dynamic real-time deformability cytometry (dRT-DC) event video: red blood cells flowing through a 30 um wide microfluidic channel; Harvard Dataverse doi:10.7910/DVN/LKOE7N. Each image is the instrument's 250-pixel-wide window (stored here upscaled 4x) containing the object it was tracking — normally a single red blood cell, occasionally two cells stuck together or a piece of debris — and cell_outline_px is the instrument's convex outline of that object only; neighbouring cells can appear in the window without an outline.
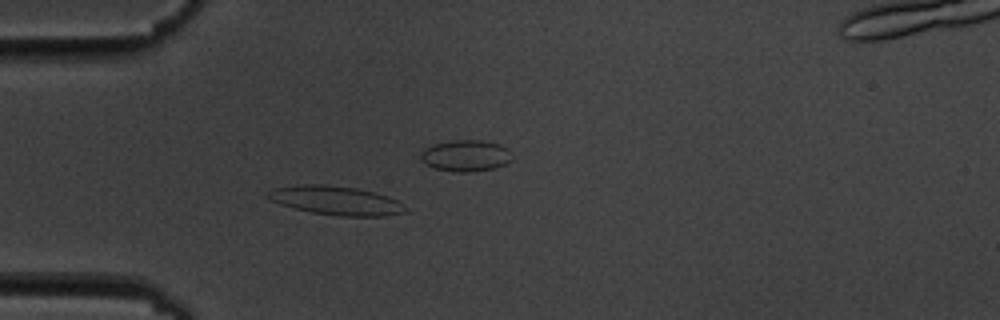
{"species": "common noctule bat (a hibernating species)", "species_latin": "Nyctalus noctula", "temperature_condition": "cold", "stored_images_in_passage": 7, "camera_frame_rate_fps": 3000, "um_per_image_px": 0.085, "animal": {"sex": "male", "body_mass_g": 19.5, "forearm_length_mm": 54.6}, "frame": {"image": 1, "passage_image": 5, "time_ms": 4.667, "image_size_px": [1000, 320], "cell_outline_px": [[408, 212], [384, 216], [340, 216], [312, 212], [280, 204], [264, 196], [272, 188], [300, 184], [324, 184], [356, 188], [388, 196], [396, 200]], "centroid_in_image_um": [28.52, 17.03], "position_along_channel_um": 56.5, "area_um2": 22.95}}
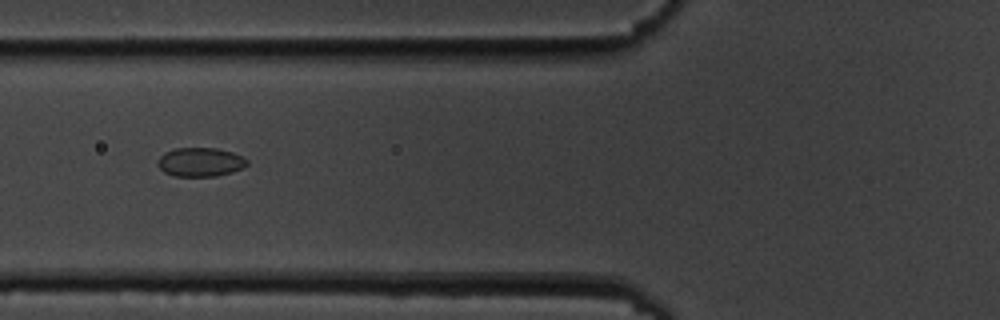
{"frame": {"image": 2, "passage_image": 7, "time_ms": 7.0, "image_size_px": [1000, 320], "cell_outline_px": [[248, 164], [244, 168], [232, 172], [216, 176], [172, 176], [164, 172], [156, 164], [160, 156], [164, 152], [176, 148], [216, 148], [232, 152], [248, 160]], "centroid_in_image_um": [17.02, 13.78], "position_along_channel_um": 108.8, "area_um2": 15.14}}